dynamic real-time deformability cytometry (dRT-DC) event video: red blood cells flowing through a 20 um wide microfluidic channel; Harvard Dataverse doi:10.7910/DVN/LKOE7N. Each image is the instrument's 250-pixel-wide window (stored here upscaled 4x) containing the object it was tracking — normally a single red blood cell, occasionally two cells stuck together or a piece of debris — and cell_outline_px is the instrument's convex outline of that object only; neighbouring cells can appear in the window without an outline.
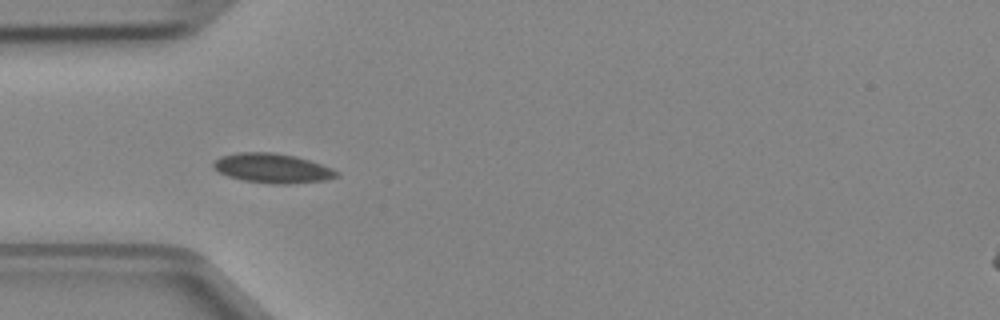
{"species": "Egyptian fruit bat (a non-hibernating species)", "species_latin": "Rousettus aegyptiacus", "temperature_condition": "cold", "stored_images_in_passage": 6, "camera_frame_rate_fps": 3000, "um_per_image_px": 0.085, "animal": {"sex": "female"}, "frame": {"image": 1, "passage_image": 4, "time_ms": 1.0, "image_size_px": [1000, 320], "cell_outline_px": [[340, 176], [324, 180], [288, 184], [272, 184], [244, 180], [228, 176], [212, 168], [212, 164], [220, 156], [236, 152], [272, 152], [296, 156], [332, 168], [340, 172]], "centroid_in_image_um": [23.15, 14.29], "position_along_channel_um": 61.8, "area_um2": 21.21}}